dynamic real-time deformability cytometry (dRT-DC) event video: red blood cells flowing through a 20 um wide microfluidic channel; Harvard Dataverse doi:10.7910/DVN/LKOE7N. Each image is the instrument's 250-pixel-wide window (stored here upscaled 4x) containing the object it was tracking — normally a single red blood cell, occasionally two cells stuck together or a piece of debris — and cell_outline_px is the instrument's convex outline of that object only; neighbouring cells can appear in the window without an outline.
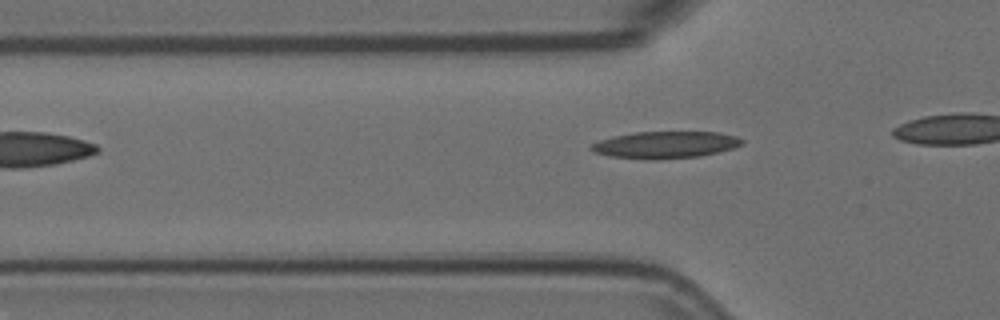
{"species": "Egyptian fruit bat (a non-hibernating species)", "species_latin": "Rousettus aegyptiacus", "temperature_condition": "room temperature", "stored_images_in_passage": 5, "camera_frame_rate_fps": 3000, "um_per_image_px": 0.085, "animal": {"sex": "female"}, "frame": {"image": 1, "passage_image": 5, "time_ms": 1.333, "image_size_px": [1000, 320], "cell_outline_px": [[744, 144], [732, 148], [700, 156], [656, 160], [652, 160], [612, 156], [596, 152], [588, 148], [592, 144], [600, 140], [612, 136], [636, 132], [716, 132], [736, 136], [744, 140]], "centroid_in_image_um": [56.56, 12.31], "position_along_channel_um": 69.2, "area_um2": 23.52}}